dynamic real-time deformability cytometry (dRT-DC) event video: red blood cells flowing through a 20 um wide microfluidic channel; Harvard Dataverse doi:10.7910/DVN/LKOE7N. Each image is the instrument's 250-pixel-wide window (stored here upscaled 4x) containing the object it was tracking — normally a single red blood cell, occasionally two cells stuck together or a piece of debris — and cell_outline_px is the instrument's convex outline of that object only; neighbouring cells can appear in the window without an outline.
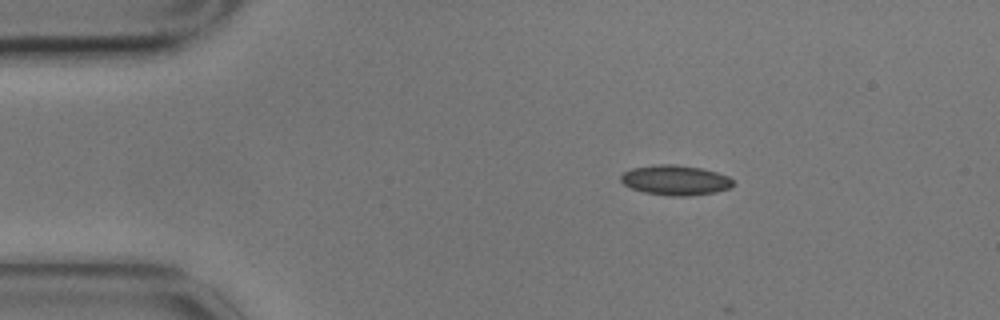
{"species": "common noctule bat (a hibernating species)", "species_latin": "Nyctalus noctula", "temperature_condition": "cold", "stored_images_in_passage": 3, "camera_frame_rate_fps": 3000, "um_per_image_px": 0.085, "animal": {"sex": "male", "body_mass_g": 17.9}, "frame": {"image": 1, "passage_image": 1, "time_ms": 0.0, "image_size_px": [1000, 320], "cell_outline_px": [[732, 184], [728, 188], [716, 192], [688, 196], [668, 196], [644, 192], [632, 188], [624, 184], [620, 180], [620, 176], [624, 172], [632, 168], [656, 164], [672, 164], [700, 168], [716, 172], [728, 176], [732, 180]], "centroid_in_image_um": [57.37, 15.31], "position_along_channel_um": 27.6, "area_um2": 19.48}}
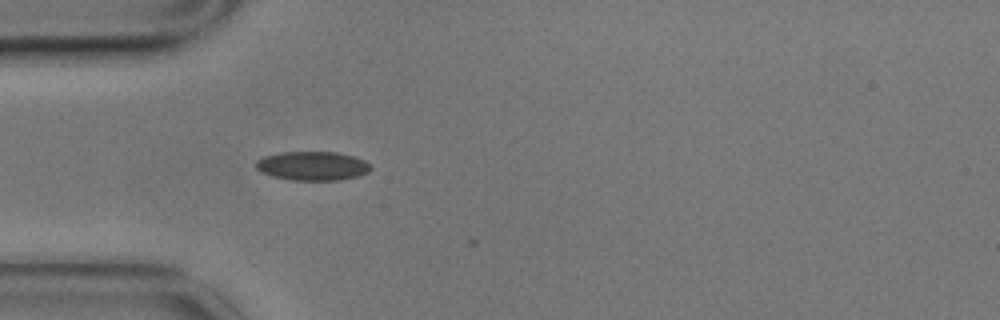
{"frame": {"image": 2, "passage_image": 3, "time_ms": 0.667, "image_size_px": [1000, 320], "cell_outline_px": [[372, 168], [368, 172], [356, 176], [340, 180], [292, 180], [272, 176], [260, 172], [256, 168], [256, 160], [264, 156], [280, 152], [336, 152], [352, 156], [364, 160], [372, 164]], "centroid_in_image_um": [26.55, 14.1], "position_along_channel_um": 58.4, "area_um2": 19.42}}